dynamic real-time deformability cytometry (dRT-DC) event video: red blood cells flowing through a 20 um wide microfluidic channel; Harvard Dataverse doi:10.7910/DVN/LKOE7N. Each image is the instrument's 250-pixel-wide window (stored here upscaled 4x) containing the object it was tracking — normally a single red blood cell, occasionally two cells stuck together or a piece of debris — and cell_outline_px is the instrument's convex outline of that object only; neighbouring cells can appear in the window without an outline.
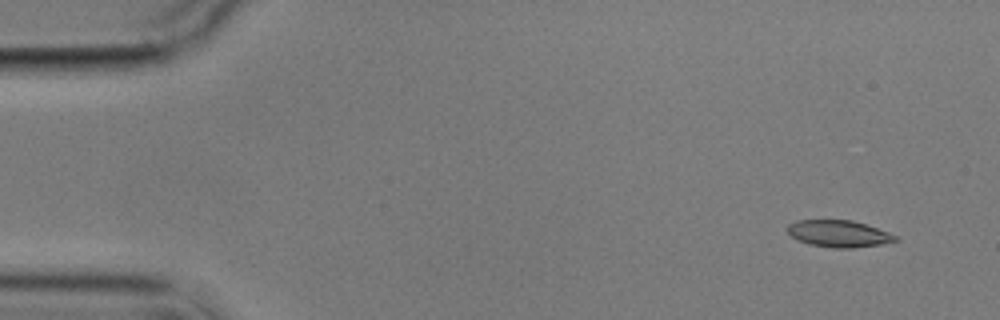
{"species": "common noctule bat (a hibernating species)", "species_latin": "Nyctalus noctula", "temperature_condition": "cold", "stored_images_in_passage": 5, "camera_frame_rate_fps": 3000, "um_per_image_px": 0.085, "animal": {"sex": "male", "body_mass_g": 17.9}, "frame": {"image": 1, "passage_image": 1, "time_ms": 0.0, "image_size_px": [1000, 320], "cell_outline_px": [[900, 240], [880, 244], [852, 248], [832, 248], [808, 244], [792, 236], [784, 228], [788, 224], [796, 220], [852, 220], [888, 232], [896, 236]], "centroid_in_image_um": [71.26, 19.86], "position_along_channel_um": 13.7, "area_um2": 16.82}}